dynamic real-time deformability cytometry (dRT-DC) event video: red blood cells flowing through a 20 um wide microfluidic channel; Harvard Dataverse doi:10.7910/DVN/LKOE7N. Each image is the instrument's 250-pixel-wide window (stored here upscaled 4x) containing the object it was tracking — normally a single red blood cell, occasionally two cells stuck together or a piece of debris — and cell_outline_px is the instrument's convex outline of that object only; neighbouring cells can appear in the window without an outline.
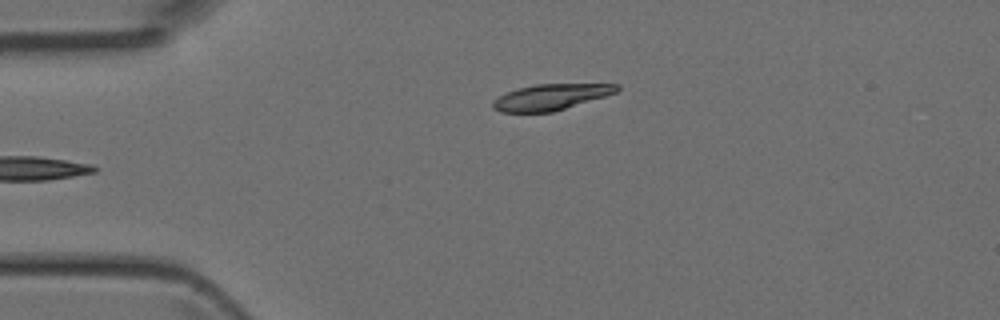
{"species": "Egyptian fruit bat (a non-hibernating species)", "species_latin": "Rousettus aegyptiacus", "temperature_condition": "room temperature", "stored_images_in_passage": 5, "camera_frame_rate_fps": 3000, "um_per_image_px": 0.085, "animal": {"sex": "female"}, "frame": {"image": 1, "passage_image": 5, "time_ms": 1.333, "image_size_px": [1000, 320], "cell_outline_px": [[620, 88], [616, 92], [604, 96], [552, 112], [500, 112], [492, 108], [492, 100], [508, 92], [520, 88], [536, 84], [620, 84]], "centroid_in_image_um": [46.79, 8.25], "position_along_channel_um": 38.2, "area_um2": 18.44}}